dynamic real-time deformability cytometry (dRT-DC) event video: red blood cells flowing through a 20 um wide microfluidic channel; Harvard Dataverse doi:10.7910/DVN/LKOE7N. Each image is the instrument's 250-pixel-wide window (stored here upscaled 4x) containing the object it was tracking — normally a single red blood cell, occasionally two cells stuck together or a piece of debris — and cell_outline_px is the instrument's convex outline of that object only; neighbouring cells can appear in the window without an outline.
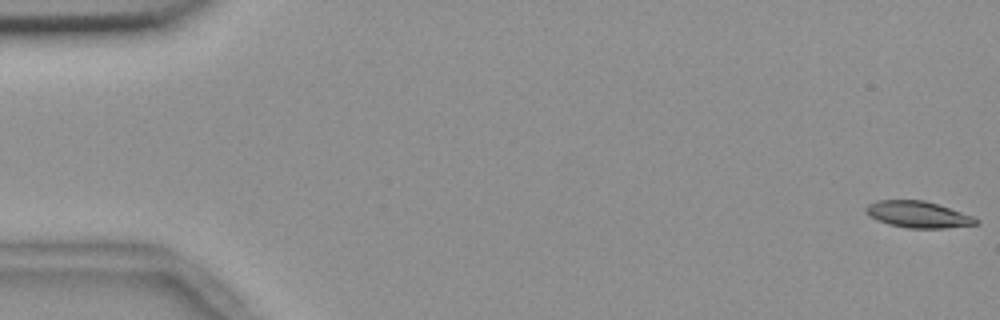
{"species": "common noctule bat (a hibernating species)", "species_latin": "Nyctalus noctula", "temperature_condition": "room temperature", "stored_images_in_passage": 13, "camera_frame_rate_fps": 3000, "um_per_image_px": 0.085, "animal": {"sex": "female", "body_mass_g": 18.4}, "frame": {"image": 1, "passage_image": 1, "time_ms": 0.0, "image_size_px": [1000, 320], "cell_outline_px": [[980, 224], [944, 228], [908, 228], [888, 224], [876, 220], [864, 212], [864, 208], [868, 204], [876, 200], [924, 200], [976, 216], [980, 220]], "centroid_in_image_um": [78.06, 18.23], "position_along_channel_um": 6.9, "area_um2": 17.28}}